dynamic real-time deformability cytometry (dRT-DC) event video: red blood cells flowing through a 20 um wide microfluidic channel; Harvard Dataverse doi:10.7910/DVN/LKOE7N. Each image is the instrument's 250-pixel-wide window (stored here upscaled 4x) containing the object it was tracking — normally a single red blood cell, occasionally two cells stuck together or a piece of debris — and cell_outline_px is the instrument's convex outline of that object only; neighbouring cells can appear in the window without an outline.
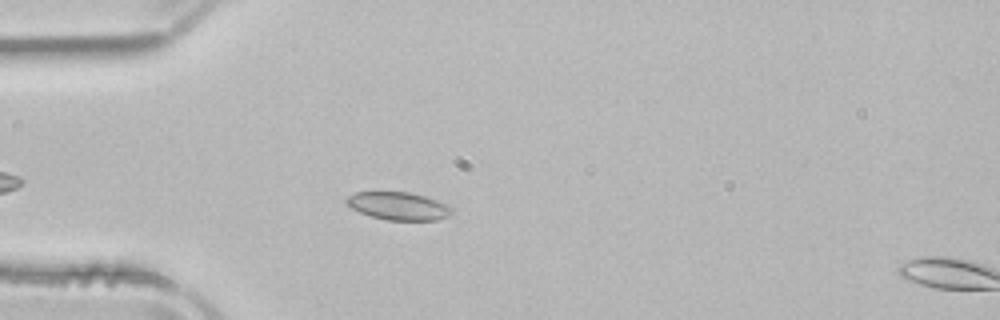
{"species": "common noctule bat (a hibernating species)", "species_latin": "Nyctalus noctula", "temperature_condition": "room temperature", "stored_images_in_passage": 9, "camera_frame_rate_fps": 3000, "um_per_image_px": 0.085, "animal": {"sex": "male", "body_mass_g": 21.5, "forearm_length_mm": 52.0}, "frame": {"image": 1, "passage_image": 7, "time_ms": 2.0, "image_size_px": [1000, 320], "cell_outline_px": [[452, 212], [448, 216], [436, 220], [388, 220], [372, 216], [360, 212], [352, 208], [344, 200], [348, 196], [356, 192], [408, 192], [424, 196], [436, 200], [452, 208]], "centroid_in_image_um": [33.85, 17.51], "position_along_channel_um": 51.2, "area_um2": 16.82}}